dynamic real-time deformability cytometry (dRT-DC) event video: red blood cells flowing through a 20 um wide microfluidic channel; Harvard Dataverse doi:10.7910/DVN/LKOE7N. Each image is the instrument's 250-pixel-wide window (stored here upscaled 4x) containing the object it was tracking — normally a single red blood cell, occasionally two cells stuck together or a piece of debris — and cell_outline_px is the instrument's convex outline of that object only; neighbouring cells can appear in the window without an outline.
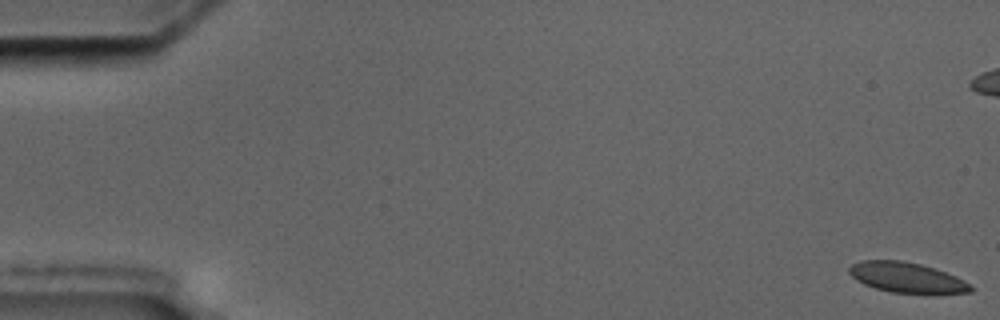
{"species": "common noctule bat (a hibernating species)", "species_latin": "Nyctalus noctula", "temperature_condition": "cold", "stored_images_in_passage": 7, "camera_frame_rate_fps": 3000, "um_per_image_px": 0.085, "animal": {"sex": "male", "body_mass_g": 17.5, "forearm_length_mm": 52.3}, "frame": {"image": 1, "passage_image": 1, "time_ms": 0.0, "image_size_px": [1000, 320], "cell_outline_px": [[972, 292], [892, 292], [876, 288], [864, 284], [856, 280], [848, 272], [848, 268], [852, 264], [860, 260], [900, 260], [920, 264], [956, 276], [964, 280], [972, 288]], "centroid_in_image_um": [76.99, 23.56], "position_along_channel_um": 8.0, "area_um2": 20.81}}